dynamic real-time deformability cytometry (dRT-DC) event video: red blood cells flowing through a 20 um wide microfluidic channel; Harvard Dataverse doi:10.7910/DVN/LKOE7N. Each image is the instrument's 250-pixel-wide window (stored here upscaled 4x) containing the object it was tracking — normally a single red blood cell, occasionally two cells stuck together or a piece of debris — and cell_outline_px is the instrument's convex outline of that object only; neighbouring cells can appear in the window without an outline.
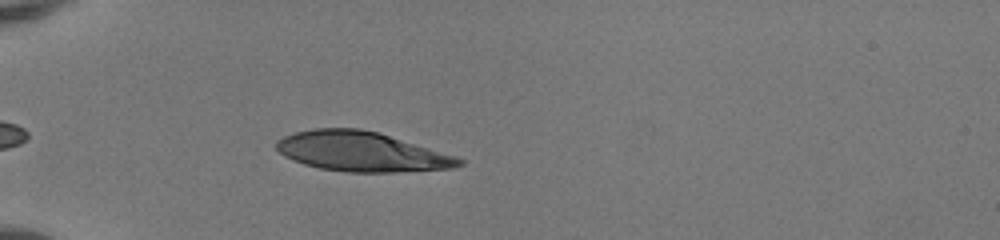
{"species": "human", "species_latin": "Homo sapiens", "temperature_condition": "room temperature", "stored_images_in_passage": 36, "camera_frame_rate_fps": 3000, "um_per_image_px": 0.085, "donor": {"sex": "female"}, "frame": {"image": 1, "passage_image": 5, "time_ms": 1.333, "image_size_px": [1000, 240], "cell_outline_px": [[464, 164], [452, 168], [396, 172], [348, 172], [320, 168], [304, 164], [284, 156], [276, 148], [276, 140], [284, 136], [296, 132], [312, 128], [360, 128], [380, 132], [456, 156], [464, 160]], "centroid_in_image_um": [30.74, 12.88], "position_along_channel_um": 54.3, "area_um2": 42.31}}
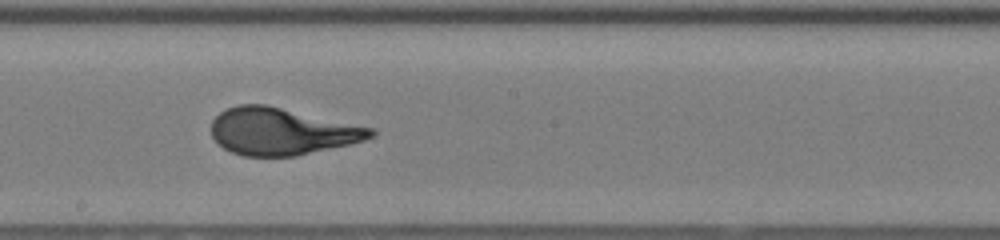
{"frame": {"image": 2, "passage_image": 19, "time_ms": 6.0, "image_size_px": [1000, 240], "cell_outline_px": [[376, 132], [372, 136], [364, 140], [348, 144], [296, 156], [244, 156], [232, 152], [224, 148], [212, 136], [212, 120], [220, 112], [228, 108], [240, 104], [268, 104], [376, 128]], "centroid_in_image_um": [23.97, 11.15], "position_along_channel_um": 224.2, "area_um2": 43.75}}
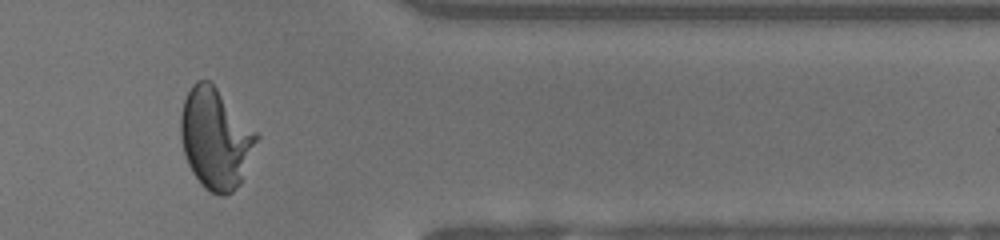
{"frame": {"image": 3, "passage_image": 32, "time_ms": 10.333, "image_size_px": [1000, 240], "cell_outline_px": [[260, 136], [240, 184], [232, 192], [224, 196], [220, 196], [204, 188], [200, 184], [192, 172], [188, 164], [180, 140], [180, 116], [184, 100], [192, 84], [196, 80], [208, 80], [216, 88]], "centroid_in_image_um": [18.3, 11.81], "position_along_channel_um": 393.1, "area_um2": 44.16}, "authors_computed_cell_mechanics": {"area_um2": 43.2922, "velocity_mm_per_s": 4.1307, "shape_relaxation_time_tau1_ms": 4.23, "shape_relaxation_time_tau2_ms": null, "deformation_change_tau1": 0.2602, "deformation_change_tau2": null}}